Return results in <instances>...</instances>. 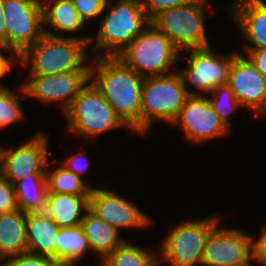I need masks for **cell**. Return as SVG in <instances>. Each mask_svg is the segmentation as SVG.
I'll return each instance as SVG.
<instances>
[{
    "instance_id": "603a6c76",
    "label": "cell",
    "mask_w": 266,
    "mask_h": 266,
    "mask_svg": "<svg viewBox=\"0 0 266 266\" xmlns=\"http://www.w3.org/2000/svg\"><path fill=\"white\" fill-rule=\"evenodd\" d=\"M19 209L25 213L43 212L47 196L46 174H31L14 184Z\"/></svg>"
},
{
    "instance_id": "7402d4cb",
    "label": "cell",
    "mask_w": 266,
    "mask_h": 266,
    "mask_svg": "<svg viewBox=\"0 0 266 266\" xmlns=\"http://www.w3.org/2000/svg\"><path fill=\"white\" fill-rule=\"evenodd\" d=\"M90 250L89 241L81 225L59 228L56 237V263L58 266H75V262Z\"/></svg>"
},
{
    "instance_id": "7c38bea8",
    "label": "cell",
    "mask_w": 266,
    "mask_h": 266,
    "mask_svg": "<svg viewBox=\"0 0 266 266\" xmlns=\"http://www.w3.org/2000/svg\"><path fill=\"white\" fill-rule=\"evenodd\" d=\"M190 51L187 68L180 71L186 85L191 84L199 90L197 95L211 92L215 87L227 84L229 70L235 53L227 56H218L210 47L188 49Z\"/></svg>"
},
{
    "instance_id": "d6986e66",
    "label": "cell",
    "mask_w": 266,
    "mask_h": 266,
    "mask_svg": "<svg viewBox=\"0 0 266 266\" xmlns=\"http://www.w3.org/2000/svg\"><path fill=\"white\" fill-rule=\"evenodd\" d=\"M90 195L47 193L44 212L59 228L81 225V212L89 209ZM83 210V211H82Z\"/></svg>"
},
{
    "instance_id": "5bb4252c",
    "label": "cell",
    "mask_w": 266,
    "mask_h": 266,
    "mask_svg": "<svg viewBox=\"0 0 266 266\" xmlns=\"http://www.w3.org/2000/svg\"><path fill=\"white\" fill-rule=\"evenodd\" d=\"M172 124H181L185 136L194 143H202L230 131L203 95H189Z\"/></svg>"
},
{
    "instance_id": "484cf974",
    "label": "cell",
    "mask_w": 266,
    "mask_h": 266,
    "mask_svg": "<svg viewBox=\"0 0 266 266\" xmlns=\"http://www.w3.org/2000/svg\"><path fill=\"white\" fill-rule=\"evenodd\" d=\"M47 193H63L69 195H90L92 187L84 183L81 177L76 176L65 167L52 171L46 170Z\"/></svg>"
},
{
    "instance_id": "ac0fdd59",
    "label": "cell",
    "mask_w": 266,
    "mask_h": 266,
    "mask_svg": "<svg viewBox=\"0 0 266 266\" xmlns=\"http://www.w3.org/2000/svg\"><path fill=\"white\" fill-rule=\"evenodd\" d=\"M59 227L43 212L26 213L27 252L52 258L56 262Z\"/></svg>"
},
{
    "instance_id": "836d02e7",
    "label": "cell",
    "mask_w": 266,
    "mask_h": 266,
    "mask_svg": "<svg viewBox=\"0 0 266 266\" xmlns=\"http://www.w3.org/2000/svg\"><path fill=\"white\" fill-rule=\"evenodd\" d=\"M260 238L252 241L253 259L266 265V227L262 230Z\"/></svg>"
},
{
    "instance_id": "8fae6325",
    "label": "cell",
    "mask_w": 266,
    "mask_h": 266,
    "mask_svg": "<svg viewBox=\"0 0 266 266\" xmlns=\"http://www.w3.org/2000/svg\"><path fill=\"white\" fill-rule=\"evenodd\" d=\"M252 241L241 230H220L217 225L207 237L202 266H249L253 258Z\"/></svg>"
},
{
    "instance_id": "7a4b0ae2",
    "label": "cell",
    "mask_w": 266,
    "mask_h": 266,
    "mask_svg": "<svg viewBox=\"0 0 266 266\" xmlns=\"http://www.w3.org/2000/svg\"><path fill=\"white\" fill-rule=\"evenodd\" d=\"M44 35L20 54L22 66L30 64L29 75H54L78 69H91L83 65L86 48L91 37H60L44 29Z\"/></svg>"
},
{
    "instance_id": "d590c367",
    "label": "cell",
    "mask_w": 266,
    "mask_h": 266,
    "mask_svg": "<svg viewBox=\"0 0 266 266\" xmlns=\"http://www.w3.org/2000/svg\"><path fill=\"white\" fill-rule=\"evenodd\" d=\"M6 49L7 51H10L11 50V53L13 52V55L11 54L10 58L8 57H5L2 53H1V50H0V79L8 72L11 70V67H12V58H16L18 59V62H20V54L15 50L13 49L12 47L10 46H7L3 43H0V49Z\"/></svg>"
},
{
    "instance_id": "52a82bcc",
    "label": "cell",
    "mask_w": 266,
    "mask_h": 266,
    "mask_svg": "<svg viewBox=\"0 0 266 266\" xmlns=\"http://www.w3.org/2000/svg\"><path fill=\"white\" fill-rule=\"evenodd\" d=\"M64 113L69 119L70 131L84 137L126 126L92 82L74 98Z\"/></svg>"
},
{
    "instance_id": "cb8c5ba5",
    "label": "cell",
    "mask_w": 266,
    "mask_h": 266,
    "mask_svg": "<svg viewBox=\"0 0 266 266\" xmlns=\"http://www.w3.org/2000/svg\"><path fill=\"white\" fill-rule=\"evenodd\" d=\"M48 2H52L53 5L47 7L43 4L44 22L62 31L83 30L85 22L79 17L72 0H49Z\"/></svg>"
},
{
    "instance_id": "74e56055",
    "label": "cell",
    "mask_w": 266,
    "mask_h": 266,
    "mask_svg": "<svg viewBox=\"0 0 266 266\" xmlns=\"http://www.w3.org/2000/svg\"><path fill=\"white\" fill-rule=\"evenodd\" d=\"M3 4L4 0H0V14H3Z\"/></svg>"
},
{
    "instance_id": "83f0119b",
    "label": "cell",
    "mask_w": 266,
    "mask_h": 266,
    "mask_svg": "<svg viewBox=\"0 0 266 266\" xmlns=\"http://www.w3.org/2000/svg\"><path fill=\"white\" fill-rule=\"evenodd\" d=\"M23 113L17 95L0 85V128L22 119Z\"/></svg>"
},
{
    "instance_id": "8d00e7d4",
    "label": "cell",
    "mask_w": 266,
    "mask_h": 266,
    "mask_svg": "<svg viewBox=\"0 0 266 266\" xmlns=\"http://www.w3.org/2000/svg\"><path fill=\"white\" fill-rule=\"evenodd\" d=\"M6 22L3 14H0V43L6 45Z\"/></svg>"
},
{
    "instance_id": "e575fe53",
    "label": "cell",
    "mask_w": 266,
    "mask_h": 266,
    "mask_svg": "<svg viewBox=\"0 0 266 266\" xmlns=\"http://www.w3.org/2000/svg\"><path fill=\"white\" fill-rule=\"evenodd\" d=\"M247 57L254 66L266 77V48L265 49H247Z\"/></svg>"
},
{
    "instance_id": "277c9868",
    "label": "cell",
    "mask_w": 266,
    "mask_h": 266,
    "mask_svg": "<svg viewBox=\"0 0 266 266\" xmlns=\"http://www.w3.org/2000/svg\"><path fill=\"white\" fill-rule=\"evenodd\" d=\"M101 23L94 50L105 48L106 57H118L146 29L150 19L139 0H119Z\"/></svg>"
},
{
    "instance_id": "d6a6232c",
    "label": "cell",
    "mask_w": 266,
    "mask_h": 266,
    "mask_svg": "<svg viewBox=\"0 0 266 266\" xmlns=\"http://www.w3.org/2000/svg\"><path fill=\"white\" fill-rule=\"evenodd\" d=\"M85 155L86 152H83V155L82 154L72 155L64 163H62L63 167H65L68 171L74 173L76 176L80 177V174L86 172V170H88L89 167V160ZM81 158L86 161V164H84L85 162H82Z\"/></svg>"
},
{
    "instance_id": "ffe728a7",
    "label": "cell",
    "mask_w": 266,
    "mask_h": 266,
    "mask_svg": "<svg viewBox=\"0 0 266 266\" xmlns=\"http://www.w3.org/2000/svg\"><path fill=\"white\" fill-rule=\"evenodd\" d=\"M27 252L26 213L21 209L0 214V257Z\"/></svg>"
},
{
    "instance_id": "ba28073f",
    "label": "cell",
    "mask_w": 266,
    "mask_h": 266,
    "mask_svg": "<svg viewBox=\"0 0 266 266\" xmlns=\"http://www.w3.org/2000/svg\"><path fill=\"white\" fill-rule=\"evenodd\" d=\"M220 218L183 222L171 229L161 249V261L172 266L202 265V255L209 233L219 224Z\"/></svg>"
},
{
    "instance_id": "2e32d148",
    "label": "cell",
    "mask_w": 266,
    "mask_h": 266,
    "mask_svg": "<svg viewBox=\"0 0 266 266\" xmlns=\"http://www.w3.org/2000/svg\"><path fill=\"white\" fill-rule=\"evenodd\" d=\"M89 209L118 231L122 227H145L151 223L135 205L106 189L92 187Z\"/></svg>"
},
{
    "instance_id": "6da1fadb",
    "label": "cell",
    "mask_w": 266,
    "mask_h": 266,
    "mask_svg": "<svg viewBox=\"0 0 266 266\" xmlns=\"http://www.w3.org/2000/svg\"><path fill=\"white\" fill-rule=\"evenodd\" d=\"M95 61V68L91 66V82L113 107L121 121L132 131L141 133V95L144 78L119 57H106L100 54Z\"/></svg>"
},
{
    "instance_id": "8992f818",
    "label": "cell",
    "mask_w": 266,
    "mask_h": 266,
    "mask_svg": "<svg viewBox=\"0 0 266 266\" xmlns=\"http://www.w3.org/2000/svg\"><path fill=\"white\" fill-rule=\"evenodd\" d=\"M207 0L192 2L169 8L155 15L150 23L165 34L181 51L209 47L204 26V4Z\"/></svg>"
},
{
    "instance_id": "5b68a950",
    "label": "cell",
    "mask_w": 266,
    "mask_h": 266,
    "mask_svg": "<svg viewBox=\"0 0 266 266\" xmlns=\"http://www.w3.org/2000/svg\"><path fill=\"white\" fill-rule=\"evenodd\" d=\"M179 52L172 41L150 23L118 57L146 78L166 74Z\"/></svg>"
},
{
    "instance_id": "f35d334b",
    "label": "cell",
    "mask_w": 266,
    "mask_h": 266,
    "mask_svg": "<svg viewBox=\"0 0 266 266\" xmlns=\"http://www.w3.org/2000/svg\"><path fill=\"white\" fill-rule=\"evenodd\" d=\"M3 262V259L0 257V263ZM0 266H3V264H0Z\"/></svg>"
},
{
    "instance_id": "d4e9b609",
    "label": "cell",
    "mask_w": 266,
    "mask_h": 266,
    "mask_svg": "<svg viewBox=\"0 0 266 266\" xmlns=\"http://www.w3.org/2000/svg\"><path fill=\"white\" fill-rule=\"evenodd\" d=\"M103 266H159L155 255L147 249L124 241L102 260Z\"/></svg>"
},
{
    "instance_id": "f1b7e54d",
    "label": "cell",
    "mask_w": 266,
    "mask_h": 266,
    "mask_svg": "<svg viewBox=\"0 0 266 266\" xmlns=\"http://www.w3.org/2000/svg\"><path fill=\"white\" fill-rule=\"evenodd\" d=\"M3 266H58L50 257L25 252L3 259Z\"/></svg>"
},
{
    "instance_id": "3957f363",
    "label": "cell",
    "mask_w": 266,
    "mask_h": 266,
    "mask_svg": "<svg viewBox=\"0 0 266 266\" xmlns=\"http://www.w3.org/2000/svg\"><path fill=\"white\" fill-rule=\"evenodd\" d=\"M189 95L180 72L146 77L141 95V133L149 131L155 118L173 123Z\"/></svg>"
},
{
    "instance_id": "30bf717a",
    "label": "cell",
    "mask_w": 266,
    "mask_h": 266,
    "mask_svg": "<svg viewBox=\"0 0 266 266\" xmlns=\"http://www.w3.org/2000/svg\"><path fill=\"white\" fill-rule=\"evenodd\" d=\"M90 81L91 69H78L54 75H30L28 83L20 88V92L43 103L61 101L60 106L65 112Z\"/></svg>"
},
{
    "instance_id": "9a60e30c",
    "label": "cell",
    "mask_w": 266,
    "mask_h": 266,
    "mask_svg": "<svg viewBox=\"0 0 266 266\" xmlns=\"http://www.w3.org/2000/svg\"><path fill=\"white\" fill-rule=\"evenodd\" d=\"M228 84L242 107L266 114V77L247 57L235 53Z\"/></svg>"
},
{
    "instance_id": "4dcf8cb0",
    "label": "cell",
    "mask_w": 266,
    "mask_h": 266,
    "mask_svg": "<svg viewBox=\"0 0 266 266\" xmlns=\"http://www.w3.org/2000/svg\"><path fill=\"white\" fill-rule=\"evenodd\" d=\"M79 17L85 22L93 17H97L108 5L107 0H72Z\"/></svg>"
},
{
    "instance_id": "9c48e42d",
    "label": "cell",
    "mask_w": 266,
    "mask_h": 266,
    "mask_svg": "<svg viewBox=\"0 0 266 266\" xmlns=\"http://www.w3.org/2000/svg\"><path fill=\"white\" fill-rule=\"evenodd\" d=\"M43 3L40 0H4L6 45L21 54L42 38Z\"/></svg>"
},
{
    "instance_id": "4316f807",
    "label": "cell",
    "mask_w": 266,
    "mask_h": 266,
    "mask_svg": "<svg viewBox=\"0 0 266 266\" xmlns=\"http://www.w3.org/2000/svg\"><path fill=\"white\" fill-rule=\"evenodd\" d=\"M213 99L209 98V103L213 110L218 114L220 120L229 129V115L235 108H242L240 102L236 99L230 85L222 84L211 91Z\"/></svg>"
},
{
    "instance_id": "4fadbf2b",
    "label": "cell",
    "mask_w": 266,
    "mask_h": 266,
    "mask_svg": "<svg viewBox=\"0 0 266 266\" xmlns=\"http://www.w3.org/2000/svg\"><path fill=\"white\" fill-rule=\"evenodd\" d=\"M47 136L38 133L30 141L15 150L0 152V174L13 185L24 180L31 174H46L47 166Z\"/></svg>"
},
{
    "instance_id": "e0dca14e",
    "label": "cell",
    "mask_w": 266,
    "mask_h": 266,
    "mask_svg": "<svg viewBox=\"0 0 266 266\" xmlns=\"http://www.w3.org/2000/svg\"><path fill=\"white\" fill-rule=\"evenodd\" d=\"M231 11L243 39L250 44L246 49H265L266 3L263 0H237Z\"/></svg>"
},
{
    "instance_id": "44dd1931",
    "label": "cell",
    "mask_w": 266,
    "mask_h": 266,
    "mask_svg": "<svg viewBox=\"0 0 266 266\" xmlns=\"http://www.w3.org/2000/svg\"><path fill=\"white\" fill-rule=\"evenodd\" d=\"M81 226L88 238L90 249L99 253L101 260L124 242V239L118 237V230L110 226L90 209L85 211Z\"/></svg>"
},
{
    "instance_id": "f546056e",
    "label": "cell",
    "mask_w": 266,
    "mask_h": 266,
    "mask_svg": "<svg viewBox=\"0 0 266 266\" xmlns=\"http://www.w3.org/2000/svg\"><path fill=\"white\" fill-rule=\"evenodd\" d=\"M18 209L14 185L0 174V214Z\"/></svg>"
},
{
    "instance_id": "1f68e13d",
    "label": "cell",
    "mask_w": 266,
    "mask_h": 266,
    "mask_svg": "<svg viewBox=\"0 0 266 266\" xmlns=\"http://www.w3.org/2000/svg\"><path fill=\"white\" fill-rule=\"evenodd\" d=\"M143 10L148 18L151 20L159 12L182 6L192 2L193 0H139Z\"/></svg>"
}]
</instances>
